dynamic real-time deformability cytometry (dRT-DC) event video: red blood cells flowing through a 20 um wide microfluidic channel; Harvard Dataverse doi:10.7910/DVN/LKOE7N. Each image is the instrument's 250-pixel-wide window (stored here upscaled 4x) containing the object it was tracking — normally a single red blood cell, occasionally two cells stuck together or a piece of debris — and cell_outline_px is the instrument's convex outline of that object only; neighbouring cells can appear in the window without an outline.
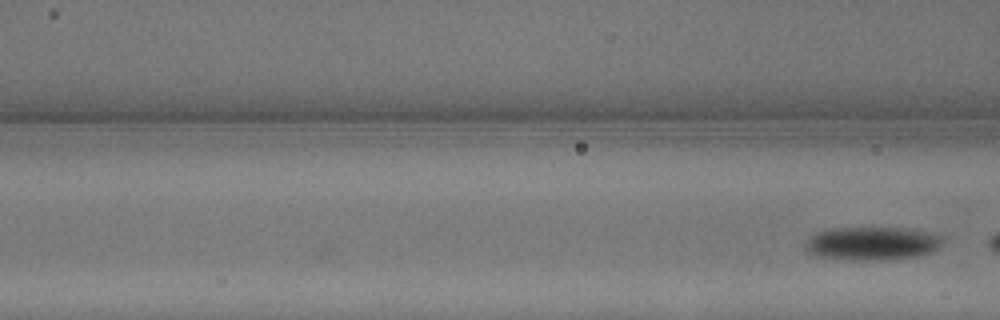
{"species": "common noctule bat (a hibernating species)", "species_latin": "Nyctalus noctula", "temperature_condition": "warm", "stored_images_in_passage": 8, "camera_frame_rate_fps": 3000, "um_per_image_px": 0.085, "animal": {"sex": "male", "body_mass_g": 13.3}, "frame": {"image": 1, "passage_image": 8, "time_ms": 2.333, "image_size_px": [1000, 320], "cell_outline_px": [[944, 244], [940, 248], [916, 256], [820, 256], [808, 252], [804, 244], [808, 236], [816, 232], [832, 228], [912, 228], [932, 232], [940, 236], [944, 240]], "centroid_in_image_um": [74.18, 20.59], "position_along_channel_um": 92.4, "area_um2": 25.09}}